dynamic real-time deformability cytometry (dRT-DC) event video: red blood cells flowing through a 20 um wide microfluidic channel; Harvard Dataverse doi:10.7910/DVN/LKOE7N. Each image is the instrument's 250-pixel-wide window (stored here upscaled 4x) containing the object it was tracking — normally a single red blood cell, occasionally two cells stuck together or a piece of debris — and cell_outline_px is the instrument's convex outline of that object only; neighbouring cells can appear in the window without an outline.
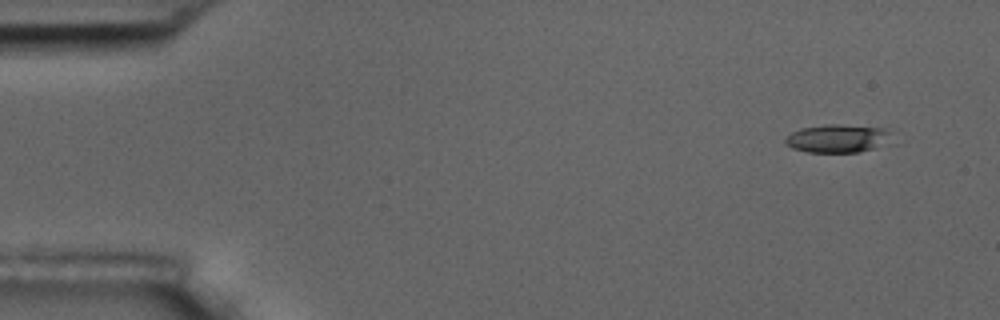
{"species": "common noctule bat (a hibernating species)", "species_latin": "Nyctalus noctula", "temperature_condition": "room temperature", "stored_images_in_passage": 4, "camera_frame_rate_fps": 3000, "um_per_image_px": 0.085, "animal": {"sex": "male", "body_mass_g": 17.5, "forearm_length_mm": 52.3}, "frame": {"image": 1, "passage_image": 1, "time_ms": 0.0, "image_size_px": [1000, 320], "cell_outline_px": [[900, 144], [860, 152], [808, 152], [792, 148], [784, 144], [784, 136], [800, 128], [824, 124], [840, 124], [888, 128]], "centroid_in_image_um": [71.39, 11.77], "position_along_channel_um": 13.6, "area_um2": 18.73}}